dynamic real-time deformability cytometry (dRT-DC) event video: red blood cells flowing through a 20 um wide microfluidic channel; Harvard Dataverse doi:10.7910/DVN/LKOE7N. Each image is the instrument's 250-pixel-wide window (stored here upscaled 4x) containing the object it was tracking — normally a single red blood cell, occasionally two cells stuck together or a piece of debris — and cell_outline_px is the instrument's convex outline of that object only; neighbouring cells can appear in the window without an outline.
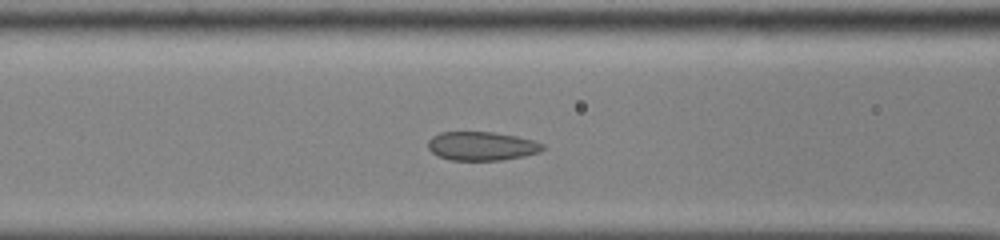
{"species": "common noctule bat (a hibernating species)", "species_latin": "Nyctalus noctula", "temperature_condition": "cold", "stored_images_in_passage": 38, "camera_frame_rate_fps": 3000, "um_per_image_px": 0.085, "animal": {"sex": "male", "body_mass_g": 13.0, "forearm_length_mm": 53.1}, "frame": {"image": 1, "passage_image": 12, "time_ms": 3.667, "image_size_px": [1000, 240], "cell_outline_px": [[544, 148], [540, 152], [524, 156], [500, 160], [452, 160], [436, 156], [428, 148], [428, 140], [432, 136], [440, 132], [492, 132], [516, 136], [532, 140], [544, 144]], "centroid_in_image_um": [40.92, 12.41], "position_along_channel_um": 125.7, "area_um2": 19.25}}
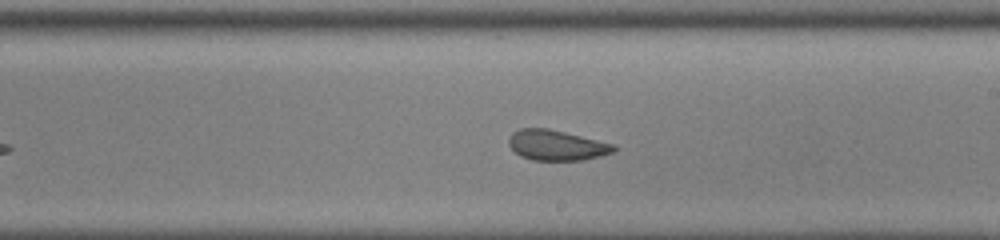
{"frame": {"image": 2, "passage_image": 21, "time_ms": 6.667, "image_size_px": [1000, 240], "cell_outline_px": [[616, 148], [612, 152], [600, 156], [584, 160], [532, 160], [520, 156], [508, 144], [508, 140], [512, 132], [520, 128], [548, 128], [616, 144]], "centroid_in_image_um": [47.3, 12.34], "position_along_channel_um": 241.7, "area_um2": 18.61}}
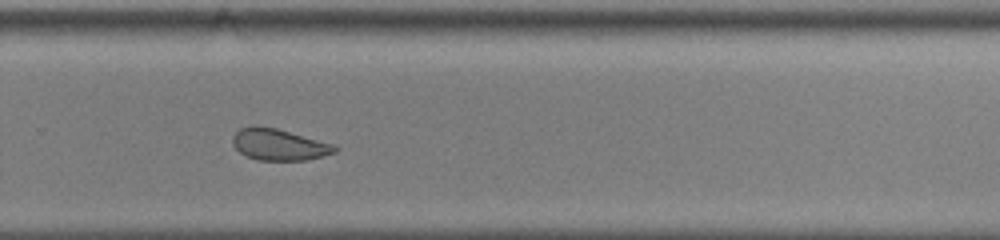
{"frame": {"image": 3, "passage_image": 26, "time_ms": 8.333, "image_size_px": [1000, 240], "cell_outline_px": [[340, 148], [336, 152], [324, 156], [304, 160], [256, 160], [244, 156], [232, 144], [232, 136], [240, 128], [252, 124], [256, 124], [276, 128], [336, 144]], "centroid_in_image_um": [23.71, 12.28], "position_along_channel_um": 306.1, "area_um2": 19.19}, "authors_computed_cell_mechanics": {"area_um2": 19.7387, "velocity_mm_per_s": 3.8839, "shape_relaxation_time_tau1_ms": 6.3253, "shape_relaxation_time_tau2_ms": 1.6502, "deformation_change_tau1": 0.0961, "deformation_change_tau2": 0.0506}}